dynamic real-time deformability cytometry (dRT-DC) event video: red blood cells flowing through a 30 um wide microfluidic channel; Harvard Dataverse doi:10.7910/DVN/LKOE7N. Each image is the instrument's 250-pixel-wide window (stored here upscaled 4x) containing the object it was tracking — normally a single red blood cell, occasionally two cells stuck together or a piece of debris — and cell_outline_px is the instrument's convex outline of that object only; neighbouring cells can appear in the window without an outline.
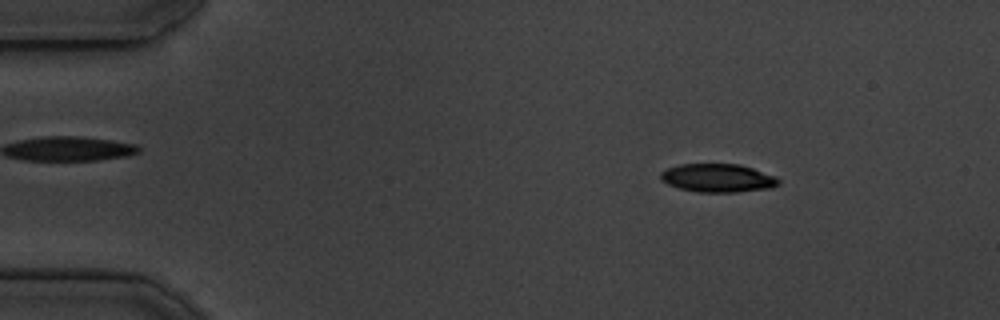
{"species": "common noctule bat (a hibernating species)", "species_latin": "Nyctalus noctula", "temperature_condition": "cold", "stored_images_in_passage": 8, "camera_frame_rate_fps": 3000, "um_per_image_px": 0.085, "animal": {"sex": "male", "body_mass_g": 19.5, "forearm_length_mm": 54.6}, "frame": {"image": 1, "passage_image": 1, "time_ms": 0.0, "image_size_px": [1000, 320], "cell_outline_px": [[776, 184], [756, 188], [684, 188], [672, 184], [664, 180], [664, 172], [672, 168], [688, 164], [732, 164], [748, 168], [768, 176], [776, 180]], "centroid_in_image_um": [60.91, 15.03], "position_along_channel_um": 24.1, "area_um2": 15.84}}